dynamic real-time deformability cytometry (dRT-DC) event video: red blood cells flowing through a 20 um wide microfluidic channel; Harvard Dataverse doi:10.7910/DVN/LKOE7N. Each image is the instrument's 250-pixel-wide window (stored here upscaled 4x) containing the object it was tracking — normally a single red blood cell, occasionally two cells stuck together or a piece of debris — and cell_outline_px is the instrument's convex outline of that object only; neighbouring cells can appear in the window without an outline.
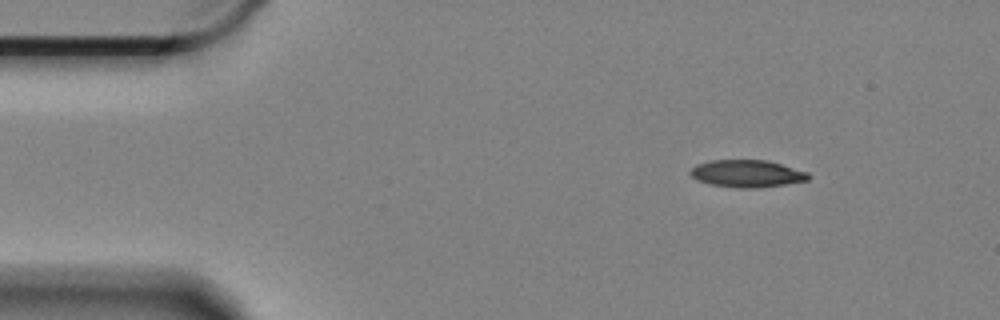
{"species": "Egyptian fruit bat (a non-hibernating species)", "species_latin": "Rousettus aegyptiacus", "temperature_condition": "cold", "stored_images_in_passage": 53, "camera_frame_rate_fps": 3000, "um_per_image_px": 0.085, "animal": {"sex": "female"}, "frame": {"image": 1, "passage_image": 1, "time_ms": 0.0, "image_size_px": [1000, 320], "cell_outline_px": [[812, 176], [808, 180], [784, 184], [756, 188], [736, 188], [708, 184], [696, 180], [688, 172], [696, 164], [708, 160], [768, 160], [808, 172]], "centroid_in_image_um": [63.47, 14.75], "position_along_channel_um": 21.5, "area_um2": 18.96}}
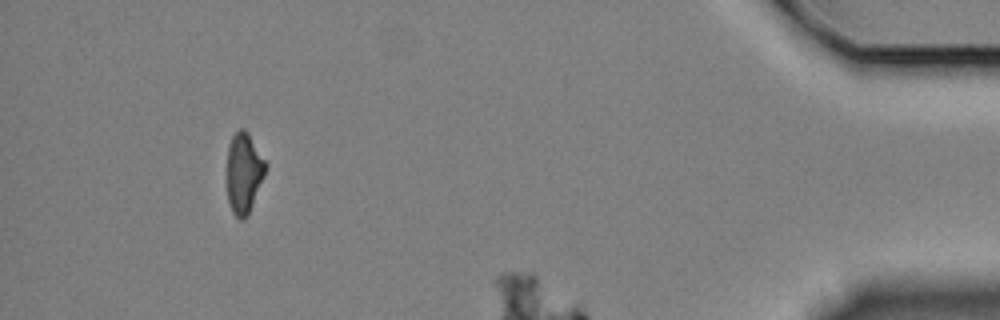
{"frame": {"image": 2, "passage_image": 49, "time_ms": 16.0, "image_size_px": [1000, 320], "cell_outline_px": [[268, 164], [264, 176], [248, 216], [244, 220], [240, 220], [232, 212], [228, 200], [228, 144], [232, 136], [240, 128], [244, 128], [248, 132]], "centroid_in_image_um": [20.75, 14.69], "position_along_channel_um": 414.5, "area_um2": 18.15}}